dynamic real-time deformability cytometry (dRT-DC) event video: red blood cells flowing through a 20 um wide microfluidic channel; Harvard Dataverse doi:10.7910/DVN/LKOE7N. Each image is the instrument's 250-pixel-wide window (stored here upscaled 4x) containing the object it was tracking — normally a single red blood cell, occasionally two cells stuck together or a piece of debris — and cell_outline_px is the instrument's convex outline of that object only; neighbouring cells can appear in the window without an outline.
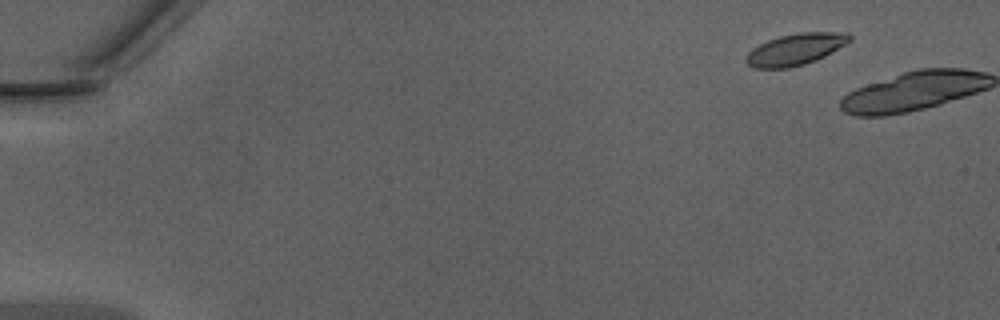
{"species": "Egyptian fruit bat (a non-hibernating species)", "species_latin": "Rousettus aegyptiacus", "temperature_condition": "warm", "stored_images_in_passage": 2, "camera_frame_rate_fps": 3000, "um_per_image_px": 0.085, "animal": {"sex": "male"}, "frame": {"image": 1, "passage_image": 1, "time_ms": 0.0, "image_size_px": [1000, 320], "cell_outline_px": [[852, 40], [824, 56], [816, 60], [804, 64], [788, 68], [752, 68], [744, 60], [748, 52], [752, 48], [768, 40], [780, 36], [800, 32], [848, 32], [852, 36]], "centroid_in_image_um": [67.61, 4.19], "position_along_channel_um": 17.4, "area_um2": 19.02}}